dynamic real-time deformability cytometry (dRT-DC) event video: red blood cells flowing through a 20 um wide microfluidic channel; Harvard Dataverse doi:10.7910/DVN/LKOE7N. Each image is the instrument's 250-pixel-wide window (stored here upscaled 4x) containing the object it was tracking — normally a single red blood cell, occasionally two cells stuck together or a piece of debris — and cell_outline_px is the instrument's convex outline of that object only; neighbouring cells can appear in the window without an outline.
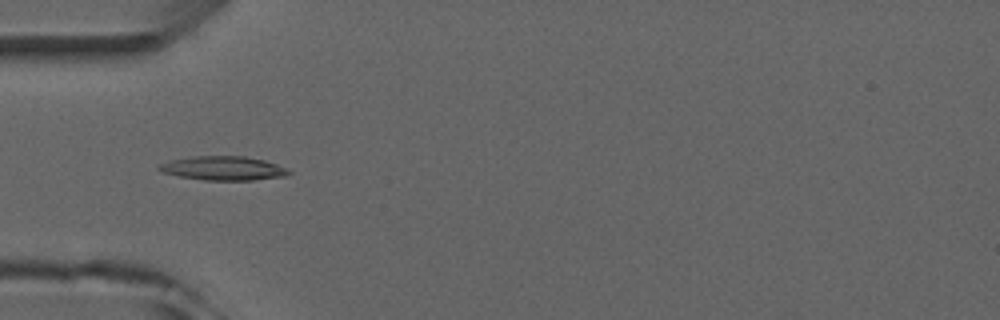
{"species": "common noctule bat (a hibernating species)", "species_latin": "Nyctalus noctula", "temperature_condition": "room temperature", "stored_images_in_passage": 3, "camera_frame_rate_fps": 3000, "um_per_image_px": 0.085, "animal": {"sex": "male", "forearm_length_mm": 52.5}, "frame": {"image": 1, "passage_image": 2, "time_ms": 1.333, "image_size_px": [1000, 320], "cell_outline_px": [[292, 172], [284, 176], [252, 180], [204, 180], [176, 176], [160, 172], [156, 168], [160, 164], [168, 160], [192, 156], [244, 156], [264, 160], [288, 168]], "centroid_in_image_um": [18.92, 14.3], "position_along_channel_um": 66.1, "area_um2": 18.32}}
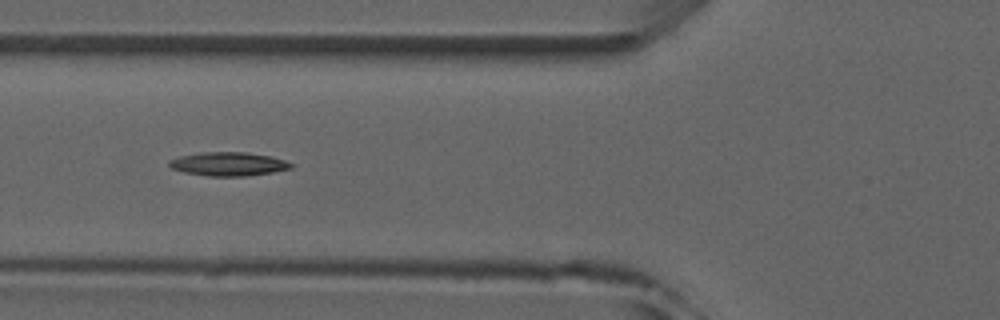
{"frame": {"image": 2, "passage_image": 3, "time_ms": 2.333, "image_size_px": [1000, 320], "cell_outline_px": [[292, 168], [272, 172], [248, 176], [208, 176], [184, 172], [172, 168], [168, 164], [168, 160], [180, 156], [200, 152], [244, 152], [272, 156], [284, 160], [292, 164]], "centroid_in_image_um": [19.4, 13.93], "position_along_channel_um": 106.4, "area_um2": 16.82}}